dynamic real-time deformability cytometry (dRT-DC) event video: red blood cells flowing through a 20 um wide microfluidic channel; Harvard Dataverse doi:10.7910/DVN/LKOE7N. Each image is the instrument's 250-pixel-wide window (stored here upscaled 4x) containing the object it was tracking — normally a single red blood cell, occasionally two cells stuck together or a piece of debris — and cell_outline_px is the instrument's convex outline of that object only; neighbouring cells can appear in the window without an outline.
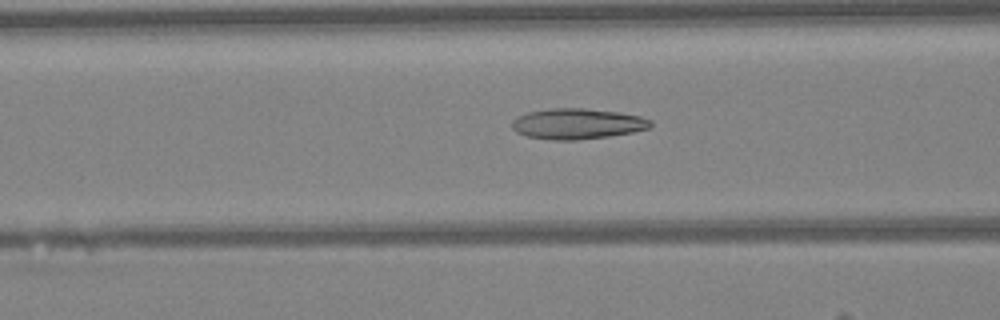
{"species": "Egyptian fruit bat (a non-hibernating species)", "species_latin": "Rousettus aegyptiacus", "temperature_condition": "warm", "stored_images_in_passage": 48, "camera_frame_rate_fps": 3000, "um_per_image_px": 0.085, "animal": {"sex": "female"}, "frame": {"image": 1, "passage_image": 19, "time_ms": 6.0, "image_size_px": [1000, 320], "cell_outline_px": [[652, 124], [648, 128], [632, 132], [608, 136], [576, 140], [552, 140], [528, 136], [516, 132], [512, 128], [512, 120], [516, 116], [528, 112], [548, 108], [584, 108], [616, 112], [640, 116], [652, 120]], "centroid_in_image_um": [49.03, 10.51], "position_along_channel_um": 117.6, "area_um2": 24.68}}
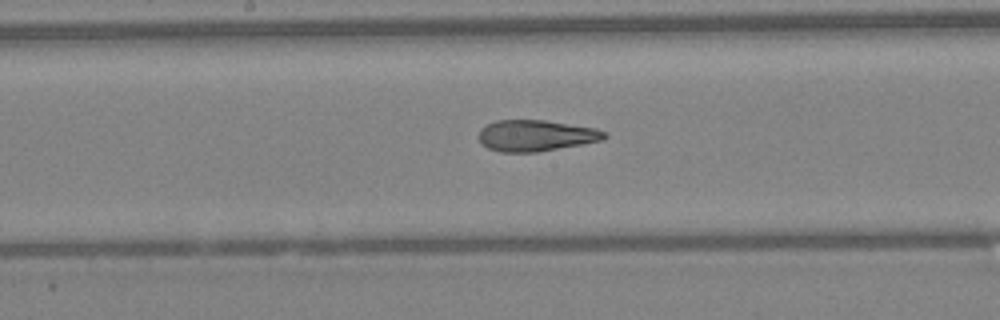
{"frame": {"image": 2, "passage_image": 25, "time_ms": 8.0, "image_size_px": [1000, 320], "cell_outline_px": [[608, 136], [600, 140], [580, 144], [536, 152], [500, 152], [488, 148], [480, 144], [476, 136], [480, 128], [496, 120], [544, 120], [596, 128], [608, 132]], "centroid_in_image_um": [45.48, 11.52], "position_along_channel_um": 202.7, "area_um2": 22.95}}
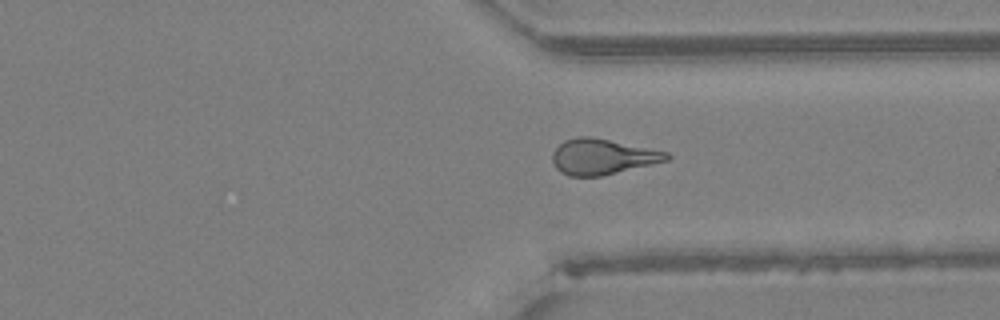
{"frame": {"image": 3, "passage_image": 36, "time_ms": 11.667, "image_size_px": [1000, 320], "cell_outline_px": [[672, 156], [668, 160], [600, 176], [568, 176], [560, 172], [556, 168], [552, 160], [552, 152], [564, 140], [580, 136], [588, 136], [668, 152]], "centroid_in_image_um": [51.17, 13.32], "position_along_channel_um": 360.2, "area_um2": 23.35}, "authors_computed_cell_mechanics": {"area_um2": 24.0448, "velocity_mm_per_s": 4.28, "shape_relaxation_time_tau1_ms": null, "shape_relaxation_time_tau2_ms": 2.3869, "deformation_change_tau1": null, "deformation_change_tau2": 0.1263}}